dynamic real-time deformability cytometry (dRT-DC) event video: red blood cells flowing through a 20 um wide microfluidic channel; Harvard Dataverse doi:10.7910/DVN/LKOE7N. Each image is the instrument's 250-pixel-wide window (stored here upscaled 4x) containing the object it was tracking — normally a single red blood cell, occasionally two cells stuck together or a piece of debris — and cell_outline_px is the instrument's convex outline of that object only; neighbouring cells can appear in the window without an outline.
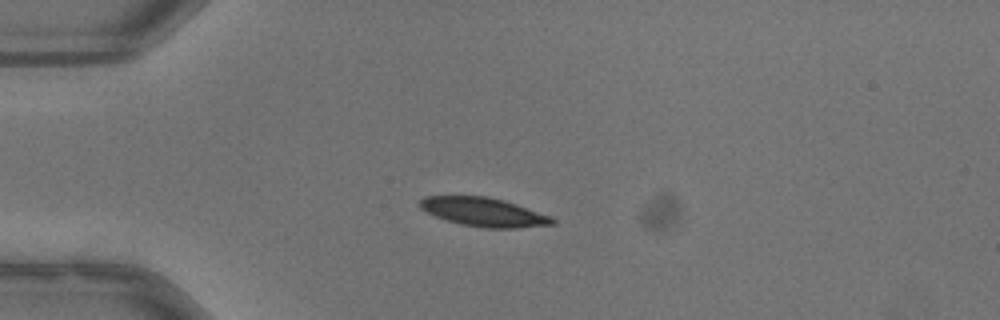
{"species": "common noctule bat (a hibernating species)", "species_latin": "Nyctalus noctula", "temperature_condition": "warm", "stored_images_in_passage": 39, "camera_frame_rate_fps": 3000, "um_per_image_px": 0.085, "animal": {"sex": "male", "body_mass_g": 13.3}, "frame": {"image": 1, "passage_image": 1, "time_ms": 0.0, "image_size_px": [1000, 320], "cell_outline_px": [[556, 224], [516, 228], [484, 228], [460, 224], [436, 216], [420, 208], [416, 204], [420, 200], [428, 196], [484, 196], [500, 200], [552, 216], [556, 220]], "centroid_in_image_um": [41.11, 18.04], "position_along_channel_um": 43.9, "area_um2": 21.91}}
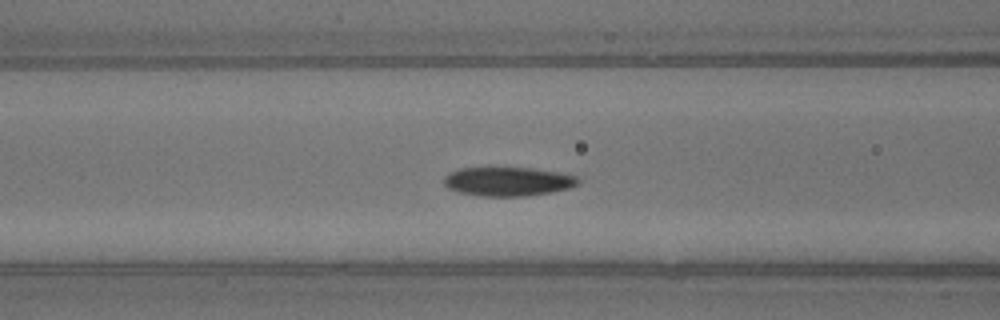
{"frame": {"image": 2, "passage_image": 9, "time_ms": 2.667, "image_size_px": [1000, 320], "cell_outline_px": [[580, 184], [568, 188], [552, 192], [528, 196], [480, 196], [460, 192], [448, 188], [444, 184], [444, 176], [460, 168], [532, 168], [556, 172], [576, 176], [580, 180]], "centroid_in_image_um": [43.19, 15.43], "position_along_channel_um": 123.4, "area_um2": 22.54}}
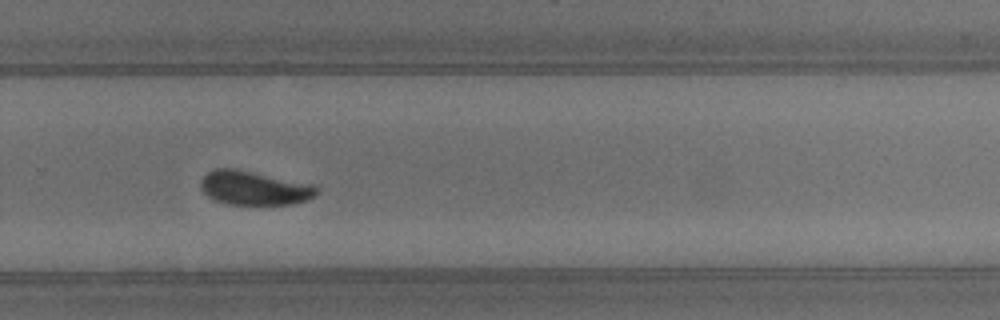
{"frame": {"image": 3, "passage_image": 23, "time_ms": 7.333, "image_size_px": [1000, 320], "cell_outline_px": [[320, 192], [308, 200], [292, 204], [224, 204], [208, 196], [200, 188], [200, 180], [208, 172], [216, 168], [236, 168], [312, 184], [320, 188]], "centroid_in_image_um": [21.62, 15.97], "position_along_channel_um": 308.2, "area_um2": 23.12}, "authors_computed_cell_mechanics": {"area_um2": 23.0622, "velocity_mm_per_s": 3.9725, "shape_relaxation_time_tau1_ms": 2.3291, "shape_relaxation_time_tau2_ms": 1.5319, "deformation_change_tau1": 0.1293, "deformation_change_tau2": 0.0528}}